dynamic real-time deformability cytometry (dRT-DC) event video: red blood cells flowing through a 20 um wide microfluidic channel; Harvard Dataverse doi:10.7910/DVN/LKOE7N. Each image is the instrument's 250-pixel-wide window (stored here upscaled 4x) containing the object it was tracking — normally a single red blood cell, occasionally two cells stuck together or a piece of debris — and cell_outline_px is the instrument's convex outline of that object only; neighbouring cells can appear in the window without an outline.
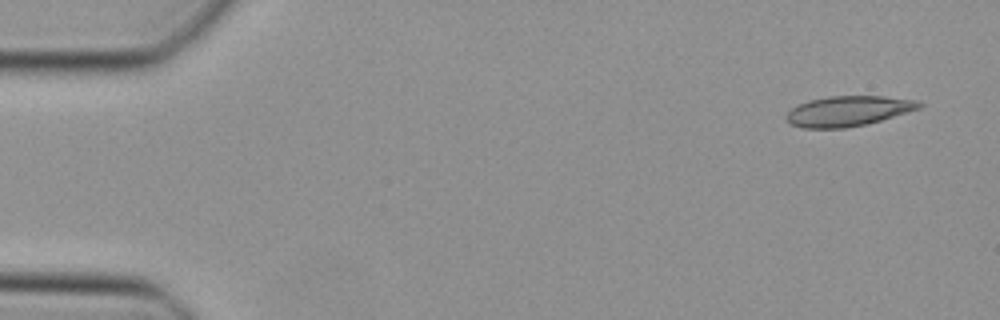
{"species": "Egyptian fruit bat (a non-hibernating species)", "species_latin": "Rousettus aegyptiacus", "temperature_condition": "cold", "stored_images_in_passage": 46, "camera_frame_rate_fps": 3000, "um_per_image_px": 0.085, "animal": {"sex": "female"}, "frame": {"image": 1, "passage_image": 1, "time_ms": 0.0, "image_size_px": [1000, 320], "cell_outline_px": [[924, 104], [920, 108], [880, 120], [864, 124], [844, 128], [800, 128], [792, 124], [784, 116], [792, 108], [808, 100], [828, 96], [884, 96], [916, 100]], "centroid_in_image_um": [72.08, 9.43], "position_along_channel_um": 12.9, "area_um2": 23.18}}
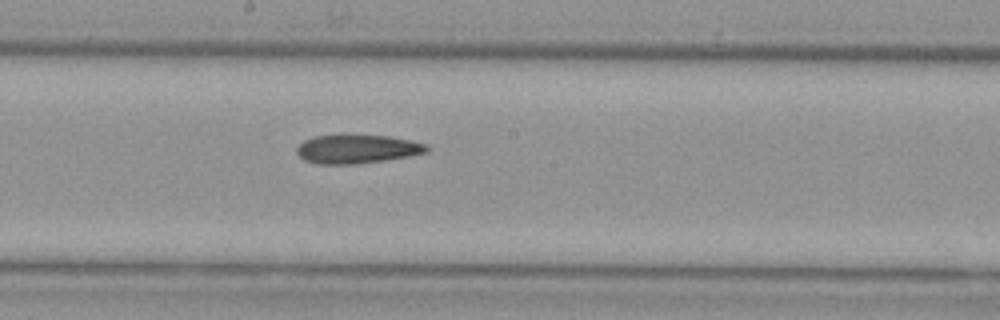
{"frame": {"image": 2, "passage_image": 24, "time_ms": 7.667, "image_size_px": [1000, 320], "cell_outline_px": [[432, 148], [428, 152], [412, 156], [388, 160], [356, 164], [316, 164], [304, 160], [296, 152], [296, 148], [304, 140], [316, 136], [344, 132], [388, 136], [412, 140], [428, 144]], "centroid_in_image_um": [30.4, 12.63], "position_along_channel_um": 217.8, "area_um2": 22.89}}
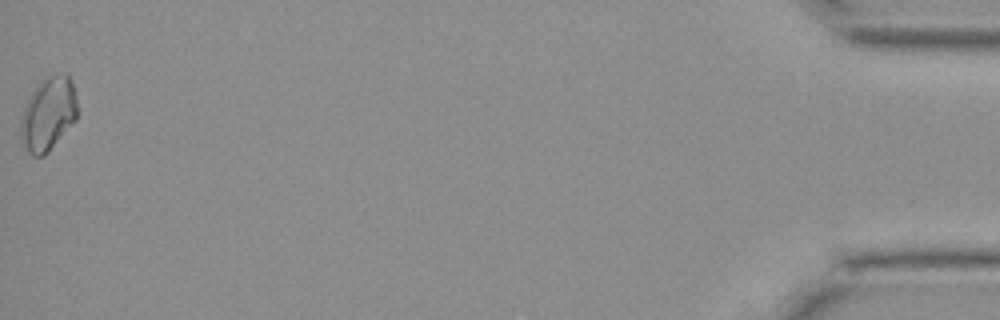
{"frame": {"image": 3, "passage_image": 46, "time_ms": 15.0, "image_size_px": [1000, 320], "cell_outline_px": [[76, 120], [48, 152], [44, 156], [32, 156], [28, 152], [20, 140], [20, 120], [24, 108], [32, 92], [40, 80], [56, 72], [68, 72], [72, 80], [76, 92]], "centroid_in_image_um": [4.1, 9.65], "position_along_channel_um": 431.1, "area_um2": 24.62}}